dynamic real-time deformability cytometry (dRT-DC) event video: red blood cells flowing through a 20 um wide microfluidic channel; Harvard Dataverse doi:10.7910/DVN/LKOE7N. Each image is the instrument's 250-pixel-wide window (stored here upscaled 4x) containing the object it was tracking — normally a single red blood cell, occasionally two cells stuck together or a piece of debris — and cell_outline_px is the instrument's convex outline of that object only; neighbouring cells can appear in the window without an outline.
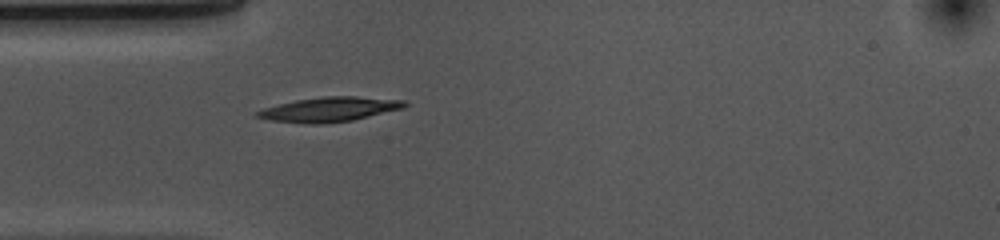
{"species": "common noctule bat (a hibernating species)", "species_latin": "Nyctalus noctula", "temperature_condition": "cold", "stored_images_in_passage": 40, "camera_frame_rate_fps": 3000, "um_per_image_px": 0.085, "animal": {"sex": "female", "body_mass_g": 10.0, "forearm_length_mm": 53.1}, "frame": {"image": 1, "passage_image": 1, "time_ms": 0.0, "image_size_px": [1000, 240], "cell_outline_px": [[408, 104], [404, 108], [352, 120], [324, 124], [308, 124], [272, 120], [256, 116], [256, 112], [264, 108], [296, 100], [324, 96], [356, 96], [404, 100]], "centroid_in_image_um": [28.04, 9.29], "position_along_channel_um": 57.0, "area_um2": 20.92}}
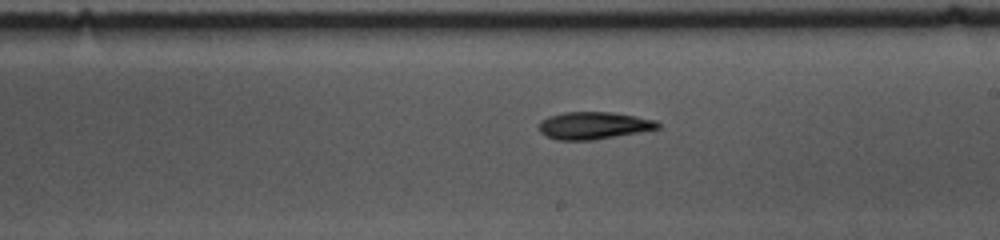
{"frame": {"image": 2, "passage_image": 16, "time_ms": 5.0, "image_size_px": [1000, 240], "cell_outline_px": [[660, 128], [640, 132], [596, 140], [556, 140], [544, 136], [536, 128], [536, 124], [540, 120], [548, 116], [564, 112], [612, 112], [636, 116], [656, 120], [660, 124]], "centroid_in_image_um": [50.4, 10.67], "position_along_channel_um": 238.6, "area_um2": 19.36}}
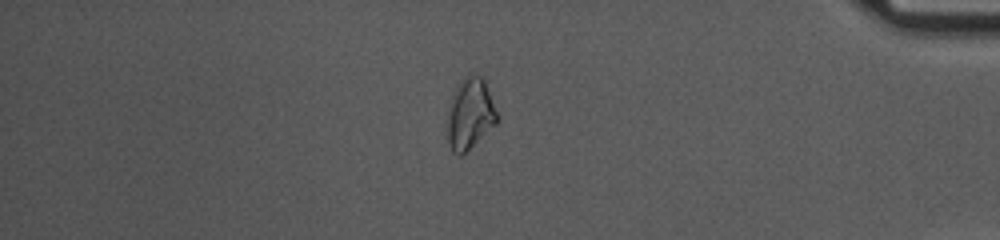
{"frame": {"image": 3, "passage_image": 32, "time_ms": 10.333, "image_size_px": [1000, 240], "cell_outline_px": [[496, 124], [460, 156], [452, 152], [448, 140], [448, 116], [452, 96], [460, 80], [468, 72], [484, 76], [496, 112]], "centroid_in_image_um": [39.95, 9.62], "position_along_channel_um": 395.3, "area_um2": 20.29}, "authors_computed_cell_mechanics": {"area_um2": 19.363, "velocity_mm_per_s": 3.6454, "shape_relaxation_time_tau1_ms": 4.3079, "shape_relaxation_time_tau2_ms": null, "deformation_change_tau1": 0.1327, "deformation_change_tau2": null}}